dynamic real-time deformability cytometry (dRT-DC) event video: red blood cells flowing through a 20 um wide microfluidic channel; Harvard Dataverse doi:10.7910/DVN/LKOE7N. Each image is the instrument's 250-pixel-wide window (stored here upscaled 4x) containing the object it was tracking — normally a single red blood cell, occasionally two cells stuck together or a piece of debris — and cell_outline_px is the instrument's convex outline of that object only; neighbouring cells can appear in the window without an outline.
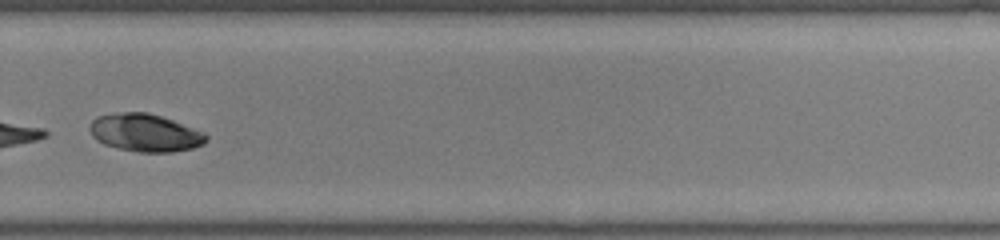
{"species": "common noctule bat (a hibernating species)", "species_latin": "Nyctalus noctula", "temperature_condition": "room temperature", "stored_images_in_passage": 30, "camera_frame_rate_fps": 3000, "um_per_image_px": 0.085, "animal": {"sex": "female", "body_mass_g": 22.0, "forearm_length_mm": 56.7}, "frame": {"image": 1, "passage_image": 22, "time_ms": 7.0, "image_size_px": [1000, 240], "cell_outline_px": [[208, 140], [204, 144], [192, 148], [172, 152], [140, 152], [116, 148], [104, 144], [96, 140], [92, 136], [88, 128], [92, 120], [96, 116], [124, 112], [148, 112], [172, 120], [204, 132], [208, 136]], "centroid_in_image_um": [12.31, 11.29], "position_along_channel_um": 317.5, "area_um2": 25.66}}